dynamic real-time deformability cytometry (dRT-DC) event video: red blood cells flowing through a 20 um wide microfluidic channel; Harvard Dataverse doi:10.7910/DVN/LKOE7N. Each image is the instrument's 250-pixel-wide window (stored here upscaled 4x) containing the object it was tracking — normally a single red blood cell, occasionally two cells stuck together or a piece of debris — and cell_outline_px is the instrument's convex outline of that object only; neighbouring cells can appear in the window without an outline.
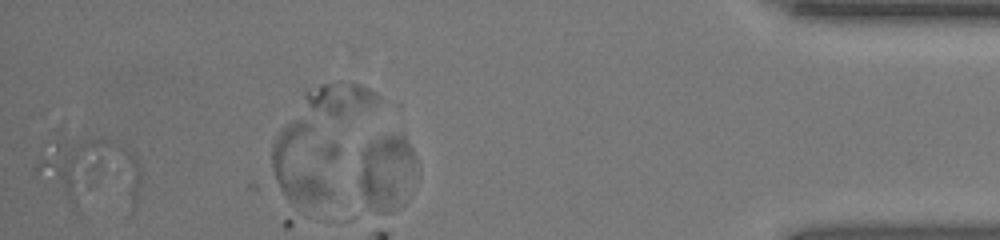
{"species": "human", "species_latin": "Homo sapiens", "temperature_condition": "room temperature", "stored_images_in_passage": 33, "segment_of_instrument_passage": [2, 2], "camera_frame_rate_fps": 3000, "um_per_image_px": 0.085, "donor": {"sex": "female"}, "frame": {"image": 1, "passage_image": 33, "time_ms": 10.667, "image_size_px": [1000, 240], "cell_outline_px": [[420, 168], [404, 204], [388, 212], [368, 204], [360, 188], [360, 176], [364, 148], [368, 144], [384, 136], [400, 132], [404, 132], [416, 156]], "centroid_in_image_um": [33.01, 14.58], "position_along_channel_um": 402.2, "area_um2": 25.37}}